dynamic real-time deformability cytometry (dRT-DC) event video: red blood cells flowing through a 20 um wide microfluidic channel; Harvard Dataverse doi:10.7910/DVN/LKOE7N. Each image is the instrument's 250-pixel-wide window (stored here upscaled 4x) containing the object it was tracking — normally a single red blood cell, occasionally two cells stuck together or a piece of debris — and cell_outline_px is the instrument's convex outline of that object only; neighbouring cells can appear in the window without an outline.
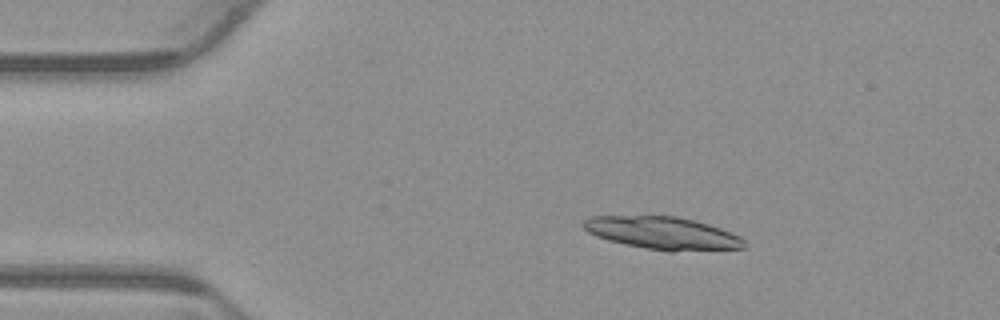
{"species": "common noctule bat (a hibernating species)", "species_latin": "Nyctalus noctula", "temperature_condition": "warm", "stored_images_in_passage": 44, "camera_frame_rate_fps": 3000, "um_per_image_px": 0.085, "animal": {"sex": "male", "body_mass_g": 23.1, "forearm_length_mm": 52.7}, "frame": {"image": 1, "passage_image": 1, "time_ms": 0.0, "image_size_px": [1000, 320], "cell_outline_px": [[744, 248], [672, 252], [644, 248], [608, 240], [596, 236], [588, 232], [580, 224], [588, 216], [676, 216], [708, 224], [720, 228], [740, 236], [744, 240]], "centroid_in_image_um": [56.3, 19.81], "position_along_channel_um": 28.7, "area_um2": 30.52}}
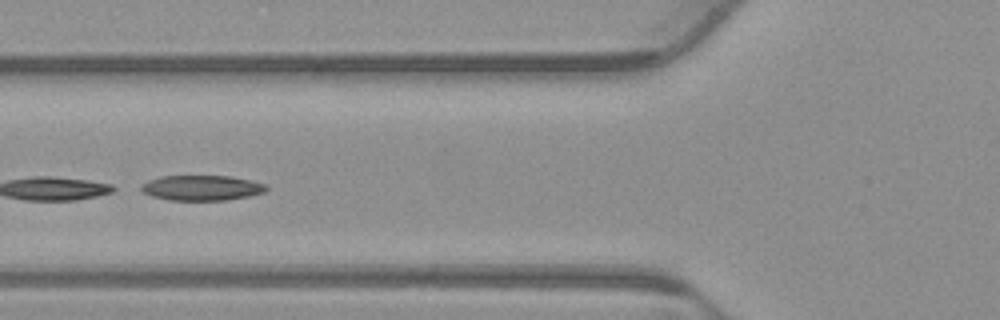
{"frame": {"image": 2, "passage_image": 12, "time_ms": 3.667, "image_size_px": [1000, 320], "cell_outline_px": [[268, 188], [264, 192], [248, 196], [224, 200], [168, 200], [152, 196], [140, 192], [140, 184], [148, 180], [160, 176], [232, 176], [252, 180], [264, 184]], "centroid_in_image_um": [17.09, 15.96], "position_along_channel_um": 108.7, "area_um2": 18.5}, "authors_computed_cell_mechanics": {"area_um2": 18.6694, "velocity_mm_per_s": 3.8129, "shape_relaxation_time_tau1_ms": 0.1742, "shape_relaxation_time_tau2_ms": null, "deformation_change_tau1": 0.1957, "deformation_change_tau2": null}}